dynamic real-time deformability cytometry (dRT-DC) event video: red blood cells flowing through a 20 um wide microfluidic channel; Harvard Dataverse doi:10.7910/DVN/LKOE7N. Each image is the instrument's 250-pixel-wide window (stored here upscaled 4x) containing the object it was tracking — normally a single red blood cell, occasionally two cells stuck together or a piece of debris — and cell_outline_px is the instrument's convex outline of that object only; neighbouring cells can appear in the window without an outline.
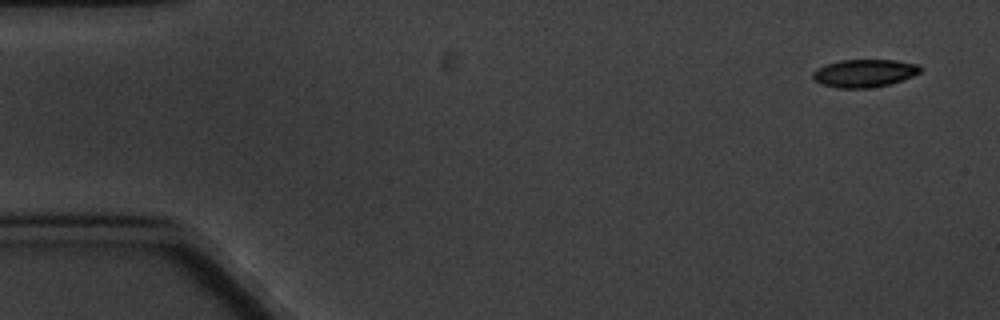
{"species": "common noctule bat (a hibernating species)", "species_latin": "Nyctalus noctula", "temperature_condition": "cold", "stored_images_in_passage": 5, "camera_frame_rate_fps": 3000, "um_per_image_px": 0.085, "animal": {"sex": "male", "body_mass_g": 20.1, "forearm_length_mm": 53.5}, "frame": {"image": 1, "passage_image": 1, "time_ms": 0.0, "image_size_px": [1000, 320], "cell_outline_px": [[924, 68], [920, 72], [912, 76], [888, 84], [868, 88], [836, 88], [820, 84], [812, 80], [812, 72], [816, 68], [840, 60], [896, 60], [920, 64]], "centroid_in_image_um": [73.45, 6.22], "position_along_channel_um": 11.6, "area_um2": 17.57}}
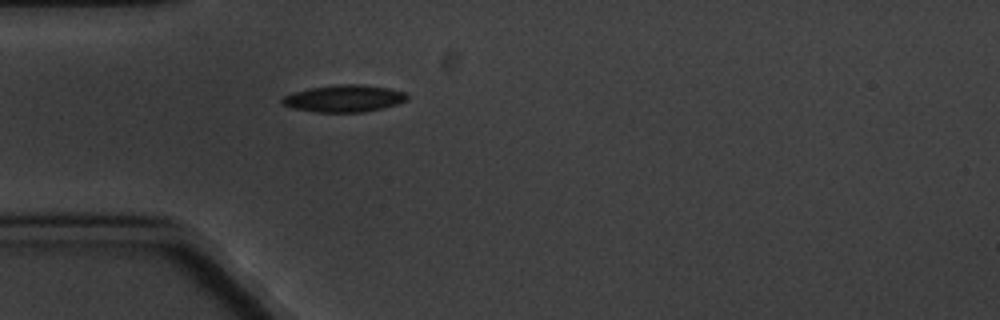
{"frame": {"image": 2, "passage_image": 5, "time_ms": 4.667, "image_size_px": [1000, 320], "cell_outline_px": [[408, 100], [384, 108], [364, 112], [312, 112], [292, 108], [280, 104], [280, 100], [284, 96], [292, 92], [312, 88], [340, 84], [360, 84], [388, 88], [404, 92], [408, 96]], "centroid_in_image_um": [29.22, 8.38], "position_along_channel_um": 55.8, "area_um2": 19.77}}